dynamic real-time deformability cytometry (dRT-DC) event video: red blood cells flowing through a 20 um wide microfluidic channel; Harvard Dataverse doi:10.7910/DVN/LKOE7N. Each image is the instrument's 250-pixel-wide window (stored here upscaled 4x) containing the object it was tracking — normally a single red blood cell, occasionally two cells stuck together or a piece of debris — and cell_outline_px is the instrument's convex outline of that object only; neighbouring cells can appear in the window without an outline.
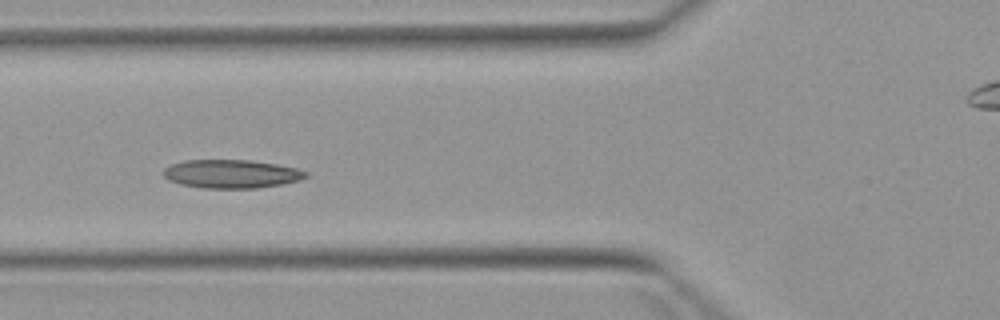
{"species": "Egyptian fruit bat (a non-hibernating species)", "species_latin": "Rousettus aegyptiacus", "temperature_condition": "warm", "stored_images_in_passage": 7, "camera_frame_rate_fps": 3000, "um_per_image_px": 0.085, "animal": {"sex": "female"}, "frame": {"image": 1, "passage_image": 4, "time_ms": 3.667, "image_size_px": [1000, 320], "cell_outline_px": [[308, 176], [300, 180], [280, 184], [256, 188], [204, 188], [180, 184], [168, 180], [164, 176], [164, 168], [172, 164], [184, 160], [248, 160], [276, 164], [296, 168], [308, 172]], "centroid_in_image_um": [19.66, 14.78], "position_along_channel_um": 106.1, "area_um2": 23.52}}
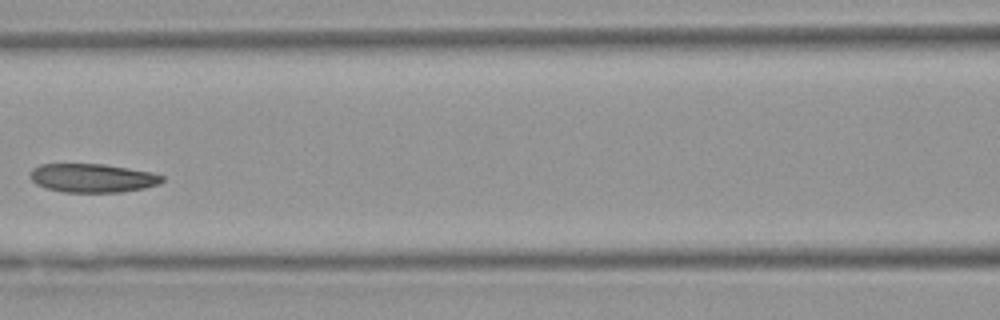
{"frame": {"image": 2, "passage_image": 5, "time_ms": 5.0, "image_size_px": [1000, 320], "cell_outline_px": [[164, 180], [160, 184], [144, 188], [120, 192], [64, 192], [48, 188], [36, 184], [32, 180], [32, 168], [40, 164], [104, 164], [152, 172], [164, 176]], "centroid_in_image_um": [7.91, 15.13], "position_along_channel_um": 158.7, "area_um2": 21.96}}
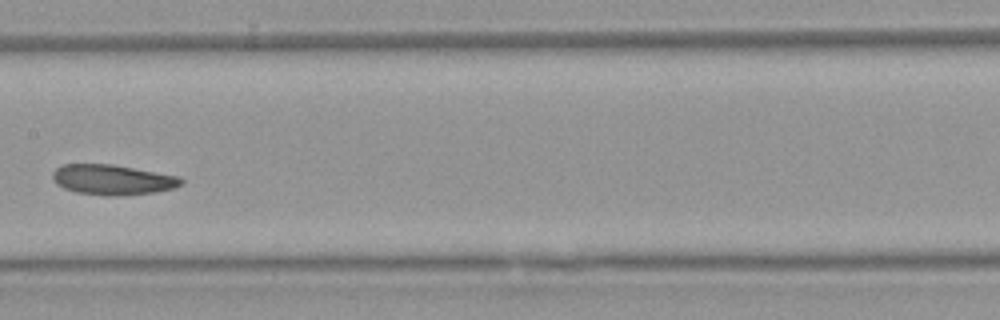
{"frame": {"image": 3, "passage_image": 6, "time_ms": 6.0, "image_size_px": [1000, 320], "cell_outline_px": [[184, 180], [180, 184], [172, 188], [156, 192], [108, 196], [104, 196], [76, 192], [64, 188], [56, 184], [52, 180], [52, 172], [56, 168], [64, 164], [112, 164], [180, 176]], "centroid_in_image_um": [9.53, 15.27], "position_along_channel_um": 197.9, "area_um2": 22.6}}